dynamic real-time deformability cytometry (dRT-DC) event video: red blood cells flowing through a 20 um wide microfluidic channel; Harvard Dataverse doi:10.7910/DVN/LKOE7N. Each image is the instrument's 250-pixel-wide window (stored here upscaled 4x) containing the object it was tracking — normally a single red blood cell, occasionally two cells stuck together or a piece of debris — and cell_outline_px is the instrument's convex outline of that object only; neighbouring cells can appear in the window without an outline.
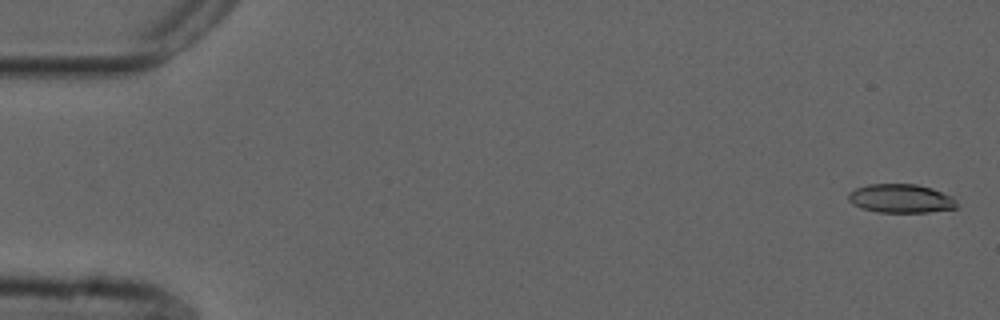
{"species": "common noctule bat (a hibernating species)", "species_latin": "Nyctalus noctula", "temperature_condition": "cold", "stored_images_in_passage": 48, "camera_frame_rate_fps": 3000, "um_per_image_px": 0.085, "animal": {"sex": "male", "forearm_length_mm": 52.5}, "frame": {"image": 1, "passage_image": 2, "time_ms": 0.333, "image_size_px": [1000, 320], "cell_outline_px": [[956, 208], [928, 212], [876, 212], [860, 208], [852, 204], [848, 200], [848, 192], [856, 188], [868, 184], [916, 184], [932, 188], [952, 196], [956, 204]], "centroid_in_image_um": [76.52, 16.87], "position_along_channel_um": 8.5, "area_um2": 18.21}}
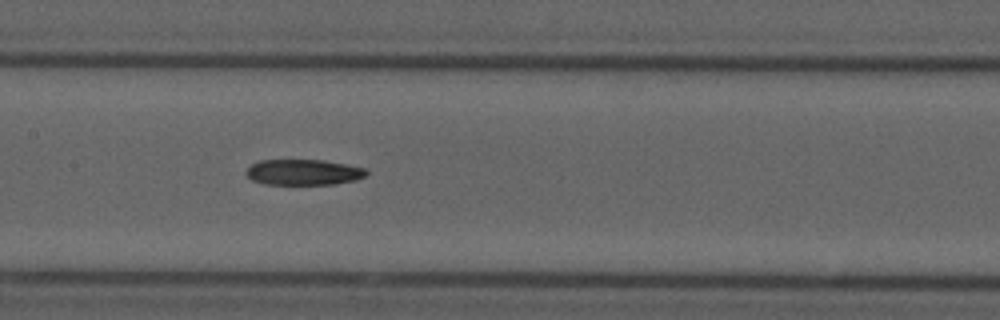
{"frame": {"image": 2, "passage_image": 27, "time_ms": 8.667, "image_size_px": [1000, 320], "cell_outline_px": [[368, 172], [364, 176], [356, 180], [336, 184], [264, 184], [252, 180], [244, 172], [252, 164], [260, 160], [324, 160], [364, 168]], "centroid_in_image_um": [25.78, 14.64], "position_along_channel_um": 181.6, "area_um2": 17.92}}
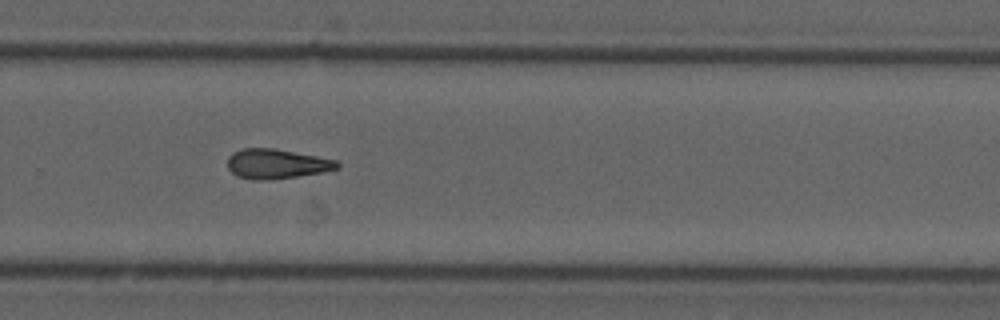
{"frame": {"image": 3, "passage_image": 37, "time_ms": 12.0, "image_size_px": [1000, 320], "cell_outline_px": [[340, 168], [320, 172], [296, 176], [264, 180], [256, 180], [236, 176], [228, 168], [228, 156], [232, 152], [240, 148], [276, 148], [336, 160], [340, 164]], "centroid_in_image_um": [23.47, 13.91], "position_along_channel_um": 306.3, "area_um2": 18.9}, "authors_computed_cell_mechanics": {"area_um2": 18.6983, "velocity_mm_per_s": 3.7571, "shape_relaxation_time_tau1_ms": 8.8409, "shape_relaxation_time_tau2_ms": null, "deformation_change_tau1": 0.1675, "deformation_change_tau2": null}}